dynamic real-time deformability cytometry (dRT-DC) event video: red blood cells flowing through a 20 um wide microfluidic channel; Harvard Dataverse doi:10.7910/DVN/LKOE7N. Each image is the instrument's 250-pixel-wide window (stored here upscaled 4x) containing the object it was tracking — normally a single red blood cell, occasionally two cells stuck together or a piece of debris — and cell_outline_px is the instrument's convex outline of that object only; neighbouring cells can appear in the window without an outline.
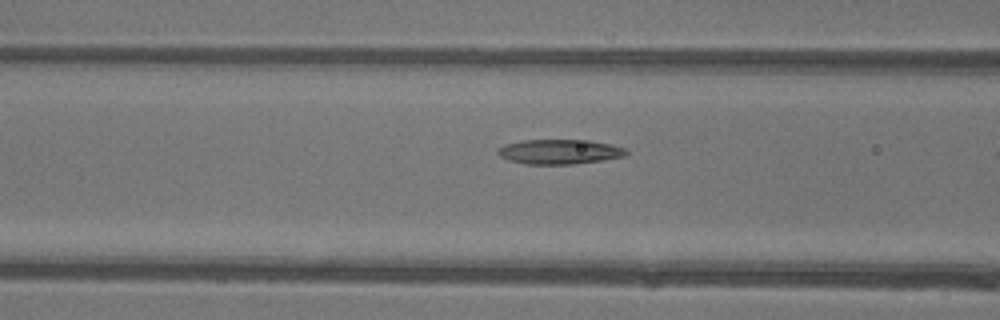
{"species": "common noctule bat (a hibernating species)", "species_latin": "Nyctalus noctula", "temperature_condition": "warm", "stored_images_in_passage": 9, "camera_frame_rate_fps": 3000, "um_per_image_px": 0.085, "animal": {"sex": "female"}, "frame": {"image": 1, "passage_image": 8, "time_ms": 2.333, "image_size_px": [1000, 320], "cell_outline_px": [[628, 152], [624, 156], [604, 160], [572, 164], [524, 164], [508, 160], [500, 156], [496, 152], [496, 148], [504, 144], [520, 140], [588, 140], [612, 144], [624, 148]], "centroid_in_image_um": [47.51, 12.89], "position_along_channel_um": 119.1, "area_um2": 18.67}}